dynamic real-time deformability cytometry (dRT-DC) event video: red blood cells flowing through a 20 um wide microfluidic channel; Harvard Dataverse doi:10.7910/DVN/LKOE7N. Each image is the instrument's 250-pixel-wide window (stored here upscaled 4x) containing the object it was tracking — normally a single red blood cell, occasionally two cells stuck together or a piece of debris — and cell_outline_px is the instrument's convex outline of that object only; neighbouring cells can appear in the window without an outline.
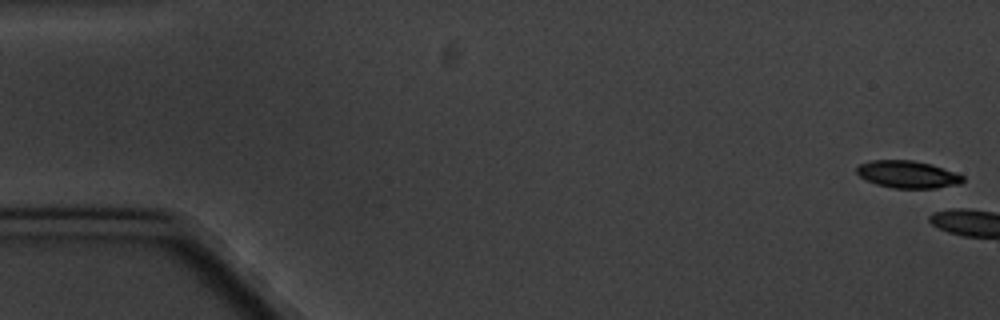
{"species": "common noctule bat (a hibernating species)", "species_latin": "Nyctalus noctula", "temperature_condition": "cold", "stored_images_in_passage": 3, "camera_frame_rate_fps": 3000, "um_per_image_px": 0.085, "animal": {"sex": "male", "body_mass_g": 20.1, "forearm_length_mm": 53.5}, "frame": {"image": 1, "passage_image": 1, "time_ms": 0.0, "image_size_px": [1000, 320], "cell_outline_px": [[964, 180], [960, 184], [936, 188], [892, 188], [876, 184], [860, 176], [856, 172], [856, 168], [860, 164], [872, 160], [912, 160], [932, 164], [964, 176]], "centroid_in_image_um": [77.16, 14.82], "position_along_channel_um": 7.8, "area_um2": 16.82}}